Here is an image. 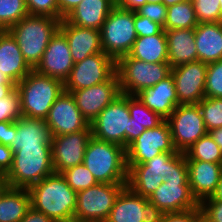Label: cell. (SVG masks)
<instances>
[{
  "label": "cell",
  "mask_w": 222,
  "mask_h": 222,
  "mask_svg": "<svg viewBox=\"0 0 222 222\" xmlns=\"http://www.w3.org/2000/svg\"><path fill=\"white\" fill-rule=\"evenodd\" d=\"M163 178L164 182L148 198L159 210L180 213L200 207L189 185L184 153L177 152L169 159V172Z\"/></svg>",
  "instance_id": "obj_1"
},
{
  "label": "cell",
  "mask_w": 222,
  "mask_h": 222,
  "mask_svg": "<svg viewBox=\"0 0 222 222\" xmlns=\"http://www.w3.org/2000/svg\"><path fill=\"white\" fill-rule=\"evenodd\" d=\"M31 207L54 222H74L77 192L61 173H53L28 188Z\"/></svg>",
  "instance_id": "obj_2"
},
{
  "label": "cell",
  "mask_w": 222,
  "mask_h": 222,
  "mask_svg": "<svg viewBox=\"0 0 222 222\" xmlns=\"http://www.w3.org/2000/svg\"><path fill=\"white\" fill-rule=\"evenodd\" d=\"M59 25L60 20L51 16L28 14L8 29L32 69H35L40 63L43 53L50 39L59 29Z\"/></svg>",
  "instance_id": "obj_3"
},
{
  "label": "cell",
  "mask_w": 222,
  "mask_h": 222,
  "mask_svg": "<svg viewBox=\"0 0 222 222\" xmlns=\"http://www.w3.org/2000/svg\"><path fill=\"white\" fill-rule=\"evenodd\" d=\"M83 164L90 170L98 183H127L128 169L125 148L120 145L91 137Z\"/></svg>",
  "instance_id": "obj_4"
},
{
  "label": "cell",
  "mask_w": 222,
  "mask_h": 222,
  "mask_svg": "<svg viewBox=\"0 0 222 222\" xmlns=\"http://www.w3.org/2000/svg\"><path fill=\"white\" fill-rule=\"evenodd\" d=\"M24 116L45 120L49 110L64 91L61 80L32 70L16 84Z\"/></svg>",
  "instance_id": "obj_5"
},
{
  "label": "cell",
  "mask_w": 222,
  "mask_h": 222,
  "mask_svg": "<svg viewBox=\"0 0 222 222\" xmlns=\"http://www.w3.org/2000/svg\"><path fill=\"white\" fill-rule=\"evenodd\" d=\"M54 173L52 147L20 148L6 173L12 188H29Z\"/></svg>",
  "instance_id": "obj_6"
},
{
  "label": "cell",
  "mask_w": 222,
  "mask_h": 222,
  "mask_svg": "<svg viewBox=\"0 0 222 222\" xmlns=\"http://www.w3.org/2000/svg\"><path fill=\"white\" fill-rule=\"evenodd\" d=\"M134 18L135 11L115 5L102 25L100 32L103 52L115 61L130 52L138 37Z\"/></svg>",
  "instance_id": "obj_7"
},
{
  "label": "cell",
  "mask_w": 222,
  "mask_h": 222,
  "mask_svg": "<svg viewBox=\"0 0 222 222\" xmlns=\"http://www.w3.org/2000/svg\"><path fill=\"white\" fill-rule=\"evenodd\" d=\"M120 92L136 95L144 88L153 87L171 74L169 63H147L128 54L116 61Z\"/></svg>",
  "instance_id": "obj_8"
},
{
  "label": "cell",
  "mask_w": 222,
  "mask_h": 222,
  "mask_svg": "<svg viewBox=\"0 0 222 222\" xmlns=\"http://www.w3.org/2000/svg\"><path fill=\"white\" fill-rule=\"evenodd\" d=\"M130 118L128 95L121 93L90 123L92 136L125 148Z\"/></svg>",
  "instance_id": "obj_9"
},
{
  "label": "cell",
  "mask_w": 222,
  "mask_h": 222,
  "mask_svg": "<svg viewBox=\"0 0 222 222\" xmlns=\"http://www.w3.org/2000/svg\"><path fill=\"white\" fill-rule=\"evenodd\" d=\"M127 183L106 184L77 192L74 221L107 220L120 191Z\"/></svg>",
  "instance_id": "obj_10"
},
{
  "label": "cell",
  "mask_w": 222,
  "mask_h": 222,
  "mask_svg": "<svg viewBox=\"0 0 222 222\" xmlns=\"http://www.w3.org/2000/svg\"><path fill=\"white\" fill-rule=\"evenodd\" d=\"M166 120L177 152L184 153L208 133L198 104L178 105Z\"/></svg>",
  "instance_id": "obj_11"
},
{
  "label": "cell",
  "mask_w": 222,
  "mask_h": 222,
  "mask_svg": "<svg viewBox=\"0 0 222 222\" xmlns=\"http://www.w3.org/2000/svg\"><path fill=\"white\" fill-rule=\"evenodd\" d=\"M116 73V61L104 52L95 53L75 63L64 91L71 92L108 81Z\"/></svg>",
  "instance_id": "obj_12"
},
{
  "label": "cell",
  "mask_w": 222,
  "mask_h": 222,
  "mask_svg": "<svg viewBox=\"0 0 222 222\" xmlns=\"http://www.w3.org/2000/svg\"><path fill=\"white\" fill-rule=\"evenodd\" d=\"M125 152L127 165L144 164L163 152H177L167 120L152 129H146L127 146Z\"/></svg>",
  "instance_id": "obj_13"
},
{
  "label": "cell",
  "mask_w": 222,
  "mask_h": 222,
  "mask_svg": "<svg viewBox=\"0 0 222 222\" xmlns=\"http://www.w3.org/2000/svg\"><path fill=\"white\" fill-rule=\"evenodd\" d=\"M163 215L148 198L125 186L115 199L107 222H161Z\"/></svg>",
  "instance_id": "obj_14"
},
{
  "label": "cell",
  "mask_w": 222,
  "mask_h": 222,
  "mask_svg": "<svg viewBox=\"0 0 222 222\" xmlns=\"http://www.w3.org/2000/svg\"><path fill=\"white\" fill-rule=\"evenodd\" d=\"M207 67L198 60L171 68L178 105L198 104L205 97Z\"/></svg>",
  "instance_id": "obj_15"
},
{
  "label": "cell",
  "mask_w": 222,
  "mask_h": 222,
  "mask_svg": "<svg viewBox=\"0 0 222 222\" xmlns=\"http://www.w3.org/2000/svg\"><path fill=\"white\" fill-rule=\"evenodd\" d=\"M92 137L91 126L85 130L52 136V164L54 173L82 164L87 144Z\"/></svg>",
  "instance_id": "obj_16"
},
{
  "label": "cell",
  "mask_w": 222,
  "mask_h": 222,
  "mask_svg": "<svg viewBox=\"0 0 222 222\" xmlns=\"http://www.w3.org/2000/svg\"><path fill=\"white\" fill-rule=\"evenodd\" d=\"M45 121L51 136L76 133L90 125L76 106L71 93L66 91H63L51 106Z\"/></svg>",
  "instance_id": "obj_17"
},
{
  "label": "cell",
  "mask_w": 222,
  "mask_h": 222,
  "mask_svg": "<svg viewBox=\"0 0 222 222\" xmlns=\"http://www.w3.org/2000/svg\"><path fill=\"white\" fill-rule=\"evenodd\" d=\"M83 117L91 123L97 115L121 94L115 73L108 81L70 92Z\"/></svg>",
  "instance_id": "obj_18"
},
{
  "label": "cell",
  "mask_w": 222,
  "mask_h": 222,
  "mask_svg": "<svg viewBox=\"0 0 222 222\" xmlns=\"http://www.w3.org/2000/svg\"><path fill=\"white\" fill-rule=\"evenodd\" d=\"M73 66L74 61L68 41L65 35L58 29L50 39L40 63L34 70L40 74L61 80L64 83L68 79Z\"/></svg>",
  "instance_id": "obj_19"
},
{
  "label": "cell",
  "mask_w": 222,
  "mask_h": 222,
  "mask_svg": "<svg viewBox=\"0 0 222 222\" xmlns=\"http://www.w3.org/2000/svg\"><path fill=\"white\" fill-rule=\"evenodd\" d=\"M59 30L68 41L74 64L92 54L103 52L100 30L78 27L65 19L60 21Z\"/></svg>",
  "instance_id": "obj_20"
},
{
  "label": "cell",
  "mask_w": 222,
  "mask_h": 222,
  "mask_svg": "<svg viewBox=\"0 0 222 222\" xmlns=\"http://www.w3.org/2000/svg\"><path fill=\"white\" fill-rule=\"evenodd\" d=\"M186 163L189 185L196 200L201 203L204 199L212 197L218 186L222 163L200 160H186Z\"/></svg>",
  "instance_id": "obj_21"
},
{
  "label": "cell",
  "mask_w": 222,
  "mask_h": 222,
  "mask_svg": "<svg viewBox=\"0 0 222 222\" xmlns=\"http://www.w3.org/2000/svg\"><path fill=\"white\" fill-rule=\"evenodd\" d=\"M136 96L150 110L165 120L178 106V98L172 74L153 87L144 88Z\"/></svg>",
  "instance_id": "obj_22"
},
{
  "label": "cell",
  "mask_w": 222,
  "mask_h": 222,
  "mask_svg": "<svg viewBox=\"0 0 222 222\" xmlns=\"http://www.w3.org/2000/svg\"><path fill=\"white\" fill-rule=\"evenodd\" d=\"M32 70L24 59L15 38L8 30H0V72L17 84Z\"/></svg>",
  "instance_id": "obj_23"
},
{
  "label": "cell",
  "mask_w": 222,
  "mask_h": 222,
  "mask_svg": "<svg viewBox=\"0 0 222 222\" xmlns=\"http://www.w3.org/2000/svg\"><path fill=\"white\" fill-rule=\"evenodd\" d=\"M51 133L45 120L22 116L17 120V132L9 146L13 152L20 148L51 147Z\"/></svg>",
  "instance_id": "obj_24"
},
{
  "label": "cell",
  "mask_w": 222,
  "mask_h": 222,
  "mask_svg": "<svg viewBox=\"0 0 222 222\" xmlns=\"http://www.w3.org/2000/svg\"><path fill=\"white\" fill-rule=\"evenodd\" d=\"M164 31L167 37L168 63L171 68L198 61L195 28Z\"/></svg>",
  "instance_id": "obj_25"
},
{
  "label": "cell",
  "mask_w": 222,
  "mask_h": 222,
  "mask_svg": "<svg viewBox=\"0 0 222 222\" xmlns=\"http://www.w3.org/2000/svg\"><path fill=\"white\" fill-rule=\"evenodd\" d=\"M116 5L112 0H83L64 19L82 28L101 30L111 9Z\"/></svg>",
  "instance_id": "obj_26"
},
{
  "label": "cell",
  "mask_w": 222,
  "mask_h": 222,
  "mask_svg": "<svg viewBox=\"0 0 222 222\" xmlns=\"http://www.w3.org/2000/svg\"><path fill=\"white\" fill-rule=\"evenodd\" d=\"M195 44L199 61L208 64L222 60V22L199 23Z\"/></svg>",
  "instance_id": "obj_27"
},
{
  "label": "cell",
  "mask_w": 222,
  "mask_h": 222,
  "mask_svg": "<svg viewBox=\"0 0 222 222\" xmlns=\"http://www.w3.org/2000/svg\"><path fill=\"white\" fill-rule=\"evenodd\" d=\"M128 108L131 118L129 131H125V149L146 129H152L165 120L144 105L136 95H128Z\"/></svg>",
  "instance_id": "obj_28"
},
{
  "label": "cell",
  "mask_w": 222,
  "mask_h": 222,
  "mask_svg": "<svg viewBox=\"0 0 222 222\" xmlns=\"http://www.w3.org/2000/svg\"><path fill=\"white\" fill-rule=\"evenodd\" d=\"M128 55L147 63H168L165 31L146 37H137Z\"/></svg>",
  "instance_id": "obj_29"
},
{
  "label": "cell",
  "mask_w": 222,
  "mask_h": 222,
  "mask_svg": "<svg viewBox=\"0 0 222 222\" xmlns=\"http://www.w3.org/2000/svg\"><path fill=\"white\" fill-rule=\"evenodd\" d=\"M31 208L27 188H12L0 197V222H20Z\"/></svg>",
  "instance_id": "obj_30"
},
{
  "label": "cell",
  "mask_w": 222,
  "mask_h": 222,
  "mask_svg": "<svg viewBox=\"0 0 222 222\" xmlns=\"http://www.w3.org/2000/svg\"><path fill=\"white\" fill-rule=\"evenodd\" d=\"M127 186L136 194L149 198L164 182L159 173L147 172V167H127Z\"/></svg>",
  "instance_id": "obj_31"
},
{
  "label": "cell",
  "mask_w": 222,
  "mask_h": 222,
  "mask_svg": "<svg viewBox=\"0 0 222 222\" xmlns=\"http://www.w3.org/2000/svg\"><path fill=\"white\" fill-rule=\"evenodd\" d=\"M199 24L191 0L167 7L163 30L191 29Z\"/></svg>",
  "instance_id": "obj_32"
},
{
  "label": "cell",
  "mask_w": 222,
  "mask_h": 222,
  "mask_svg": "<svg viewBox=\"0 0 222 222\" xmlns=\"http://www.w3.org/2000/svg\"><path fill=\"white\" fill-rule=\"evenodd\" d=\"M184 154L186 160L222 163V150L209 133L199 138Z\"/></svg>",
  "instance_id": "obj_33"
},
{
  "label": "cell",
  "mask_w": 222,
  "mask_h": 222,
  "mask_svg": "<svg viewBox=\"0 0 222 222\" xmlns=\"http://www.w3.org/2000/svg\"><path fill=\"white\" fill-rule=\"evenodd\" d=\"M28 14L25 0H0V30H8Z\"/></svg>",
  "instance_id": "obj_34"
},
{
  "label": "cell",
  "mask_w": 222,
  "mask_h": 222,
  "mask_svg": "<svg viewBox=\"0 0 222 222\" xmlns=\"http://www.w3.org/2000/svg\"><path fill=\"white\" fill-rule=\"evenodd\" d=\"M61 175L76 192L98 184L90 170L83 163L62 171Z\"/></svg>",
  "instance_id": "obj_35"
},
{
  "label": "cell",
  "mask_w": 222,
  "mask_h": 222,
  "mask_svg": "<svg viewBox=\"0 0 222 222\" xmlns=\"http://www.w3.org/2000/svg\"><path fill=\"white\" fill-rule=\"evenodd\" d=\"M198 105L208 132L222 127V98L204 97Z\"/></svg>",
  "instance_id": "obj_36"
},
{
  "label": "cell",
  "mask_w": 222,
  "mask_h": 222,
  "mask_svg": "<svg viewBox=\"0 0 222 222\" xmlns=\"http://www.w3.org/2000/svg\"><path fill=\"white\" fill-rule=\"evenodd\" d=\"M23 116L16 87L0 99V122H15Z\"/></svg>",
  "instance_id": "obj_37"
},
{
  "label": "cell",
  "mask_w": 222,
  "mask_h": 222,
  "mask_svg": "<svg viewBox=\"0 0 222 222\" xmlns=\"http://www.w3.org/2000/svg\"><path fill=\"white\" fill-rule=\"evenodd\" d=\"M199 23L221 22L220 0H191Z\"/></svg>",
  "instance_id": "obj_38"
},
{
  "label": "cell",
  "mask_w": 222,
  "mask_h": 222,
  "mask_svg": "<svg viewBox=\"0 0 222 222\" xmlns=\"http://www.w3.org/2000/svg\"><path fill=\"white\" fill-rule=\"evenodd\" d=\"M205 97L222 98V60L208 63Z\"/></svg>",
  "instance_id": "obj_39"
},
{
  "label": "cell",
  "mask_w": 222,
  "mask_h": 222,
  "mask_svg": "<svg viewBox=\"0 0 222 222\" xmlns=\"http://www.w3.org/2000/svg\"><path fill=\"white\" fill-rule=\"evenodd\" d=\"M30 15H46L59 19L57 0H25Z\"/></svg>",
  "instance_id": "obj_40"
},
{
  "label": "cell",
  "mask_w": 222,
  "mask_h": 222,
  "mask_svg": "<svg viewBox=\"0 0 222 222\" xmlns=\"http://www.w3.org/2000/svg\"><path fill=\"white\" fill-rule=\"evenodd\" d=\"M177 152H163L155 156L144 164L127 165V167H147V172H155L161 174L162 177L168 175L169 159Z\"/></svg>",
  "instance_id": "obj_41"
},
{
  "label": "cell",
  "mask_w": 222,
  "mask_h": 222,
  "mask_svg": "<svg viewBox=\"0 0 222 222\" xmlns=\"http://www.w3.org/2000/svg\"><path fill=\"white\" fill-rule=\"evenodd\" d=\"M135 12L153 22H157L162 27L165 25L167 7L163 3H145Z\"/></svg>",
  "instance_id": "obj_42"
},
{
  "label": "cell",
  "mask_w": 222,
  "mask_h": 222,
  "mask_svg": "<svg viewBox=\"0 0 222 222\" xmlns=\"http://www.w3.org/2000/svg\"><path fill=\"white\" fill-rule=\"evenodd\" d=\"M200 208L204 222H222V201L208 197L200 203Z\"/></svg>",
  "instance_id": "obj_43"
},
{
  "label": "cell",
  "mask_w": 222,
  "mask_h": 222,
  "mask_svg": "<svg viewBox=\"0 0 222 222\" xmlns=\"http://www.w3.org/2000/svg\"><path fill=\"white\" fill-rule=\"evenodd\" d=\"M135 31L138 37L152 36L159 34L163 27L157 22L151 21L149 18L138 15L135 12L134 18Z\"/></svg>",
  "instance_id": "obj_44"
},
{
  "label": "cell",
  "mask_w": 222,
  "mask_h": 222,
  "mask_svg": "<svg viewBox=\"0 0 222 222\" xmlns=\"http://www.w3.org/2000/svg\"><path fill=\"white\" fill-rule=\"evenodd\" d=\"M161 222H204L201 208L180 213H164Z\"/></svg>",
  "instance_id": "obj_45"
},
{
  "label": "cell",
  "mask_w": 222,
  "mask_h": 222,
  "mask_svg": "<svg viewBox=\"0 0 222 222\" xmlns=\"http://www.w3.org/2000/svg\"><path fill=\"white\" fill-rule=\"evenodd\" d=\"M17 132V121L0 122V143L10 146L13 143V137Z\"/></svg>",
  "instance_id": "obj_46"
},
{
  "label": "cell",
  "mask_w": 222,
  "mask_h": 222,
  "mask_svg": "<svg viewBox=\"0 0 222 222\" xmlns=\"http://www.w3.org/2000/svg\"><path fill=\"white\" fill-rule=\"evenodd\" d=\"M14 152L7 146L0 143V171L7 173L12 165Z\"/></svg>",
  "instance_id": "obj_47"
},
{
  "label": "cell",
  "mask_w": 222,
  "mask_h": 222,
  "mask_svg": "<svg viewBox=\"0 0 222 222\" xmlns=\"http://www.w3.org/2000/svg\"><path fill=\"white\" fill-rule=\"evenodd\" d=\"M83 0H57L59 9V20L64 19L72 12Z\"/></svg>",
  "instance_id": "obj_48"
},
{
  "label": "cell",
  "mask_w": 222,
  "mask_h": 222,
  "mask_svg": "<svg viewBox=\"0 0 222 222\" xmlns=\"http://www.w3.org/2000/svg\"><path fill=\"white\" fill-rule=\"evenodd\" d=\"M20 222H54L50 217L44 213L34 210L32 207L25 214Z\"/></svg>",
  "instance_id": "obj_49"
},
{
  "label": "cell",
  "mask_w": 222,
  "mask_h": 222,
  "mask_svg": "<svg viewBox=\"0 0 222 222\" xmlns=\"http://www.w3.org/2000/svg\"><path fill=\"white\" fill-rule=\"evenodd\" d=\"M146 3V0H119L116 5L120 8L136 11Z\"/></svg>",
  "instance_id": "obj_50"
},
{
  "label": "cell",
  "mask_w": 222,
  "mask_h": 222,
  "mask_svg": "<svg viewBox=\"0 0 222 222\" xmlns=\"http://www.w3.org/2000/svg\"><path fill=\"white\" fill-rule=\"evenodd\" d=\"M15 87L14 82H0V99L8 95Z\"/></svg>",
  "instance_id": "obj_51"
},
{
  "label": "cell",
  "mask_w": 222,
  "mask_h": 222,
  "mask_svg": "<svg viewBox=\"0 0 222 222\" xmlns=\"http://www.w3.org/2000/svg\"><path fill=\"white\" fill-rule=\"evenodd\" d=\"M208 133L222 150V127L210 130Z\"/></svg>",
  "instance_id": "obj_52"
},
{
  "label": "cell",
  "mask_w": 222,
  "mask_h": 222,
  "mask_svg": "<svg viewBox=\"0 0 222 222\" xmlns=\"http://www.w3.org/2000/svg\"><path fill=\"white\" fill-rule=\"evenodd\" d=\"M9 187L10 186L6 173L0 171V197L7 191Z\"/></svg>",
  "instance_id": "obj_53"
},
{
  "label": "cell",
  "mask_w": 222,
  "mask_h": 222,
  "mask_svg": "<svg viewBox=\"0 0 222 222\" xmlns=\"http://www.w3.org/2000/svg\"><path fill=\"white\" fill-rule=\"evenodd\" d=\"M212 198L214 200H220L222 201V172L219 178L218 186L216 189V192L212 195Z\"/></svg>",
  "instance_id": "obj_54"
},
{
  "label": "cell",
  "mask_w": 222,
  "mask_h": 222,
  "mask_svg": "<svg viewBox=\"0 0 222 222\" xmlns=\"http://www.w3.org/2000/svg\"><path fill=\"white\" fill-rule=\"evenodd\" d=\"M186 1H189V0H162V3L166 7H169V6H172V5H175V4H178V3H182V2H186Z\"/></svg>",
  "instance_id": "obj_55"
},
{
  "label": "cell",
  "mask_w": 222,
  "mask_h": 222,
  "mask_svg": "<svg viewBox=\"0 0 222 222\" xmlns=\"http://www.w3.org/2000/svg\"><path fill=\"white\" fill-rule=\"evenodd\" d=\"M0 82H13L8 76L0 72Z\"/></svg>",
  "instance_id": "obj_56"
},
{
  "label": "cell",
  "mask_w": 222,
  "mask_h": 222,
  "mask_svg": "<svg viewBox=\"0 0 222 222\" xmlns=\"http://www.w3.org/2000/svg\"><path fill=\"white\" fill-rule=\"evenodd\" d=\"M74 222H107V220H85V221H74Z\"/></svg>",
  "instance_id": "obj_57"
},
{
  "label": "cell",
  "mask_w": 222,
  "mask_h": 222,
  "mask_svg": "<svg viewBox=\"0 0 222 222\" xmlns=\"http://www.w3.org/2000/svg\"><path fill=\"white\" fill-rule=\"evenodd\" d=\"M146 3H162V0H146Z\"/></svg>",
  "instance_id": "obj_58"
},
{
  "label": "cell",
  "mask_w": 222,
  "mask_h": 222,
  "mask_svg": "<svg viewBox=\"0 0 222 222\" xmlns=\"http://www.w3.org/2000/svg\"><path fill=\"white\" fill-rule=\"evenodd\" d=\"M220 12H221V22H222V0H220Z\"/></svg>",
  "instance_id": "obj_59"
}]
</instances>
